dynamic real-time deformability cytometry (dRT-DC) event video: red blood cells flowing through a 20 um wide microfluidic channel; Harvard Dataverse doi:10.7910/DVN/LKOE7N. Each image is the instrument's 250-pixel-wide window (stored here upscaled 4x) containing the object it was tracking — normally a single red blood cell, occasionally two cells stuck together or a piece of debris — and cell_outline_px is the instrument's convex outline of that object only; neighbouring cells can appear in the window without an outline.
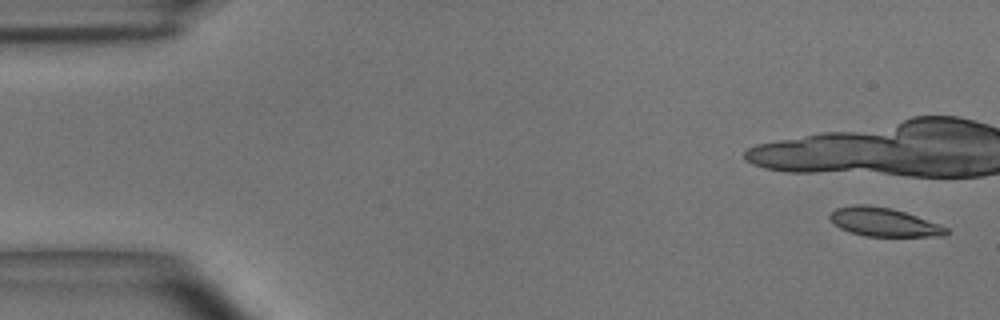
{"species": "common noctule bat (a hibernating species)", "species_latin": "Nyctalus noctula", "temperature_condition": "room temperature", "stored_images_in_passage": 7, "camera_frame_rate_fps": 3000, "um_per_image_px": 0.085, "animal": {"sex": "male", "body_mass_g": 15.6}, "frame": {"image": 1, "passage_image": 1, "time_ms": 0.0, "image_size_px": [1000, 320], "cell_outline_px": [[948, 232], [944, 236], [864, 236], [840, 228], [832, 224], [828, 216], [836, 208], [856, 204], [864, 204], [892, 208], [940, 224], [948, 228]], "centroid_in_image_um": [75.1, 18.87], "position_along_channel_um": 9.9, "area_um2": 19.36}}